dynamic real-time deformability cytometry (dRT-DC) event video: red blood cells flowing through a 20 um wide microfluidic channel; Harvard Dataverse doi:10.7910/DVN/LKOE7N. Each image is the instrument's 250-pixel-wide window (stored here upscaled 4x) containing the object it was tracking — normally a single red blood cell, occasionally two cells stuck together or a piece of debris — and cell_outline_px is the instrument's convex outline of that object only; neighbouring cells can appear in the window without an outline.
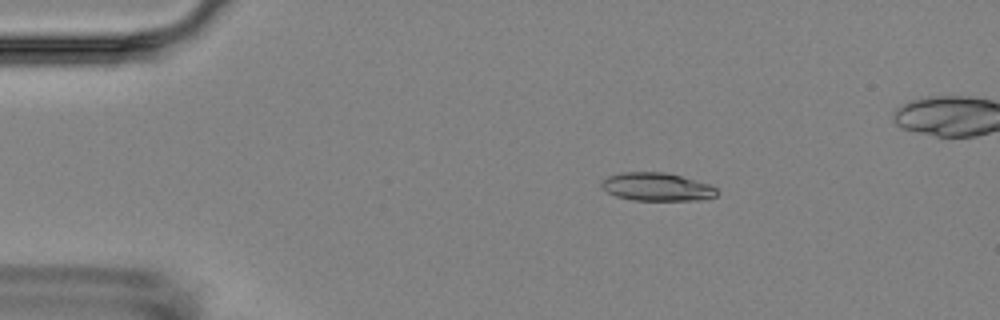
{"species": "Egyptian fruit bat (a non-hibernating species)", "species_latin": "Rousettus aegyptiacus", "temperature_condition": "room temperature", "stored_images_in_passage": 4, "camera_frame_rate_fps": 3000, "um_per_image_px": 0.085, "animal": {"sex": "female"}, "frame": {"image": 1, "passage_image": 2, "time_ms": 1.0, "image_size_px": [1000, 320], "cell_outline_px": [[716, 196], [696, 200], [632, 200], [616, 196], [608, 192], [600, 184], [600, 180], [608, 176], [620, 172], [664, 172], [680, 176], [708, 184], [716, 188]], "centroid_in_image_um": [55.77, 15.88], "position_along_channel_um": 29.2, "area_um2": 18.73}}